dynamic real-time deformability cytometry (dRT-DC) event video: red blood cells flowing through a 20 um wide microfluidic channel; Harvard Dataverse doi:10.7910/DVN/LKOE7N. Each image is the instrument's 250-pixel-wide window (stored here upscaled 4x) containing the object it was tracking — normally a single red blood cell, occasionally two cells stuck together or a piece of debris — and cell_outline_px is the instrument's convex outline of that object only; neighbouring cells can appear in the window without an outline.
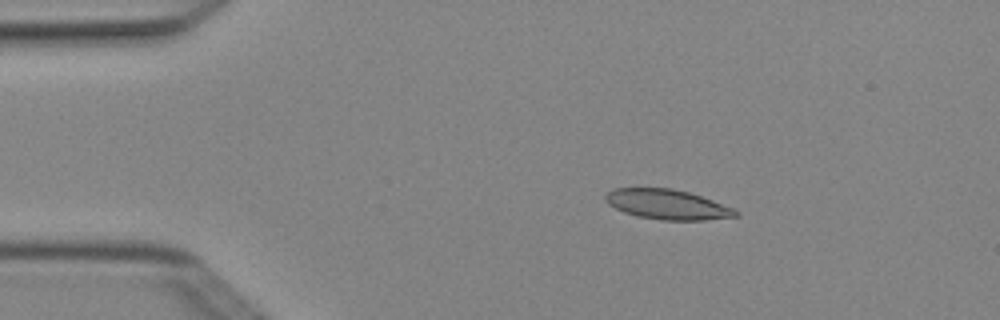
{"species": "Egyptian fruit bat (a non-hibernating species)", "species_latin": "Rousettus aegyptiacus", "temperature_condition": "cold", "stored_images_in_passage": 5, "camera_frame_rate_fps": 3000, "um_per_image_px": 0.085, "animal": {"sex": "female"}, "frame": {"image": 1, "passage_image": 3, "time_ms": 0.667, "image_size_px": [1000, 320], "cell_outline_px": [[740, 216], [704, 220], [660, 220], [636, 216], [624, 212], [608, 204], [604, 200], [604, 196], [612, 188], [672, 188], [688, 192], [712, 200], [732, 208], [740, 212]], "centroid_in_image_um": [56.7, 17.38], "position_along_channel_um": 28.3, "area_um2": 22.72}}
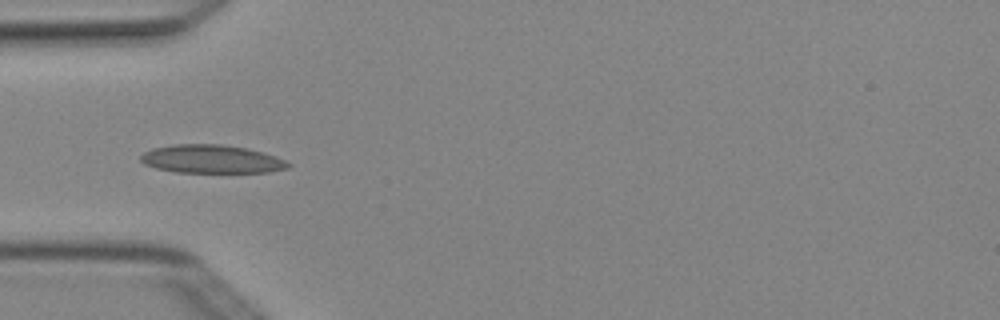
{"frame": {"image": 2, "passage_image": 5, "time_ms": 1.333, "image_size_px": [1000, 320], "cell_outline_px": [[292, 164], [288, 168], [268, 172], [176, 172], [156, 168], [144, 164], [140, 160], [140, 156], [144, 152], [152, 148], [172, 144], [220, 144], [244, 148], [260, 152], [284, 160]], "centroid_in_image_um": [17.92, 13.52], "position_along_channel_um": 67.1, "area_um2": 24.1}}